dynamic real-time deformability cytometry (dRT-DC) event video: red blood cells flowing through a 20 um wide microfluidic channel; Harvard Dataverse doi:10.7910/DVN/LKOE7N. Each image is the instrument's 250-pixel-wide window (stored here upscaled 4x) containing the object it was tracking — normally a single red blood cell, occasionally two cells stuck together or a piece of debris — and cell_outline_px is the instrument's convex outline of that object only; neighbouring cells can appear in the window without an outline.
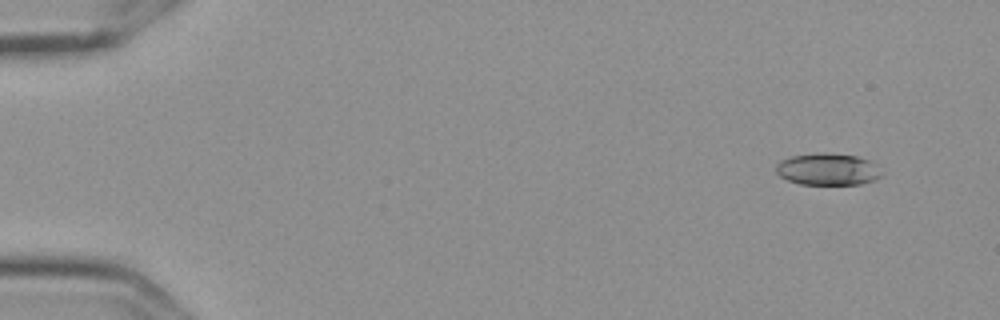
{"species": "Egyptian fruit bat (a non-hibernating species)", "species_latin": "Rousettus aegyptiacus", "temperature_condition": "cold", "stored_images_in_passage": 57, "camera_frame_rate_fps": 3000, "um_per_image_px": 0.085, "frame": {"image": 1, "passage_image": 5, "time_ms": 1.333, "image_size_px": [1000, 320], "cell_outline_px": [[884, 176], [876, 180], [860, 184], [800, 184], [788, 180], [780, 176], [776, 172], [776, 164], [780, 160], [792, 156], [820, 152], [828, 152], [856, 156], [868, 160], [876, 164], [884, 172]], "centroid_in_image_um": [70.41, 14.38], "position_along_channel_um": 14.6, "area_um2": 19.94}}
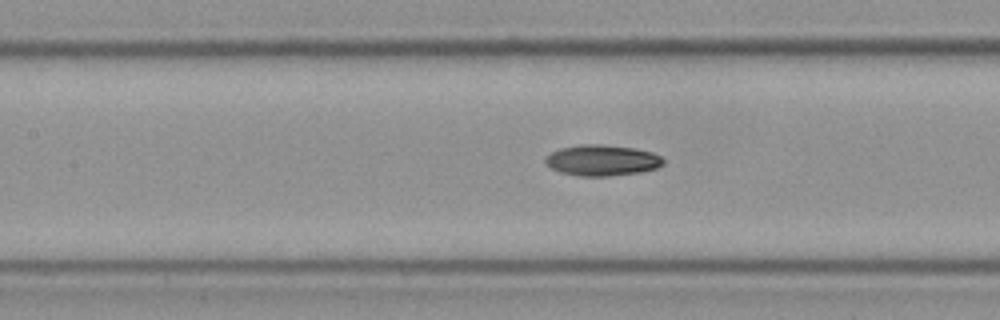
{"frame": {"image": 2, "passage_image": 27, "time_ms": 8.667, "image_size_px": [1000, 320], "cell_outline_px": [[664, 164], [656, 168], [640, 172], [608, 176], [580, 176], [560, 172], [552, 168], [544, 160], [552, 152], [560, 148], [580, 144], [600, 144], [632, 148], [652, 152], [660, 156], [664, 160]], "centroid_in_image_um": [51.19, 13.62], "position_along_channel_um": 156.2, "area_um2": 21.04}}
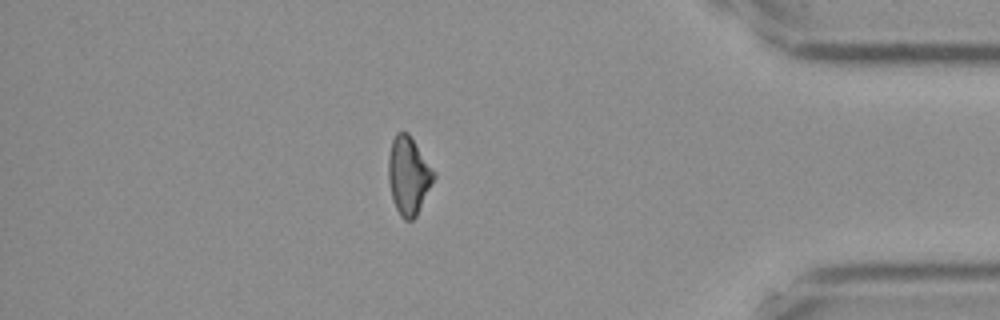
{"frame": {"image": 3, "passage_image": 50, "time_ms": 16.333, "image_size_px": [1000, 320], "cell_outline_px": [[436, 176], [416, 216], [412, 220], [404, 220], [400, 216], [392, 200], [388, 180], [388, 156], [392, 140], [396, 132], [408, 132], [436, 172]], "centroid_in_image_um": [34.72, 14.91], "position_along_channel_um": 400.5, "area_um2": 20.75}, "authors_computed_cell_mechanics": {"area_um2": 20.4612, "velocity_mm_per_s": 3.6155, "shape_relaxation_time_tau1_ms": 4.7644, "shape_relaxation_time_tau2_ms": 7.5554, "deformation_change_tau1": 0.1306, "deformation_change_tau2": 0.1425}}